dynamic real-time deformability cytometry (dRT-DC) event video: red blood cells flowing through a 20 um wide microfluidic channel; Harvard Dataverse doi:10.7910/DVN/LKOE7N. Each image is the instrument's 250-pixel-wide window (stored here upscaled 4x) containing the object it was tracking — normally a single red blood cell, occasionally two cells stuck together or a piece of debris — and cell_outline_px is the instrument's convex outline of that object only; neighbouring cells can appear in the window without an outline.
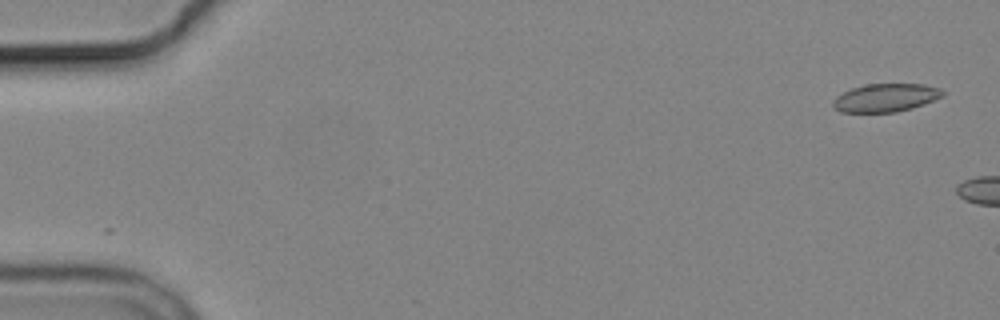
{"species": "common noctule bat (a hibernating species)", "species_latin": "Nyctalus noctula", "temperature_condition": "cold", "stored_images_in_passage": 3, "camera_frame_rate_fps": 3000, "um_per_image_px": 0.085, "animal": {"sex": "male", "body_mass_g": 19.2, "forearm_length_mm": 51.8}, "frame": {"image": 1, "passage_image": 1, "time_ms": 0.0, "image_size_px": [1000, 320], "cell_outline_px": [[944, 96], [924, 104], [912, 108], [896, 112], [840, 112], [832, 104], [832, 100], [836, 96], [852, 88], [868, 84], [924, 84], [940, 88], [944, 92]], "centroid_in_image_um": [75.3, 8.31], "position_along_channel_um": 9.7, "area_um2": 17.98}}